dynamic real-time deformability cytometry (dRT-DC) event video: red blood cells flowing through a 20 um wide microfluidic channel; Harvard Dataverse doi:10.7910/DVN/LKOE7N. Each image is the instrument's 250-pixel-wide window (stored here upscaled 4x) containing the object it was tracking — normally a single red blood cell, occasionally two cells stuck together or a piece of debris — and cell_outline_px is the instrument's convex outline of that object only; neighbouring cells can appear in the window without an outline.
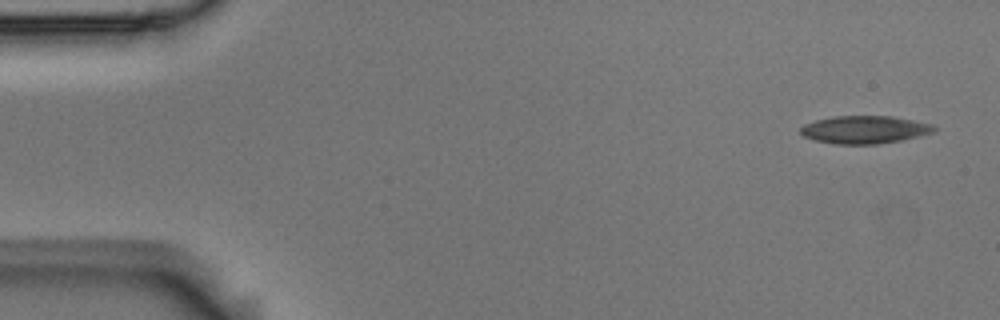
{"species": "Egyptian fruit bat (a non-hibernating species)", "species_latin": "Rousettus aegyptiacus", "temperature_condition": "room temperature", "stored_images_in_passage": 4, "camera_frame_rate_fps": 3000, "um_per_image_px": 0.085, "animal": {"sex": "male"}, "frame": {"image": 1, "passage_image": 1, "time_ms": 0.0, "image_size_px": [1000, 320], "cell_outline_px": [[936, 132], [920, 136], [900, 140], [876, 144], [836, 144], [816, 140], [804, 136], [800, 132], [800, 128], [804, 124], [816, 120], [832, 116], [892, 116], [932, 124], [936, 128]], "centroid_in_image_um": [73.5, 11.01], "position_along_channel_um": 11.5, "area_um2": 21.56}}
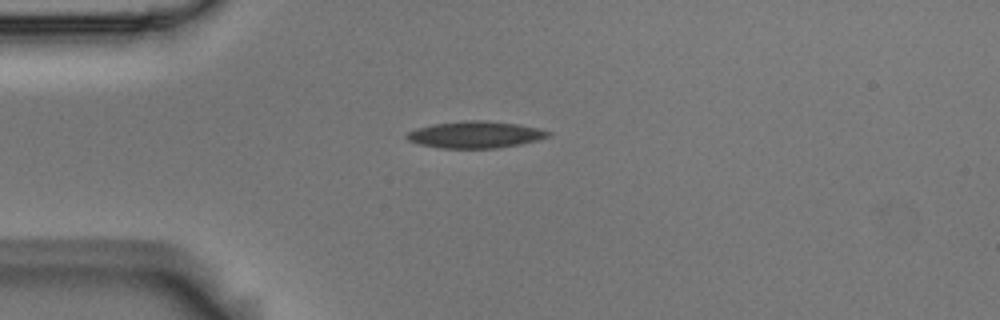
{"frame": {"image": 2, "passage_image": 3, "time_ms": 0.667, "image_size_px": [1000, 320], "cell_outline_px": [[552, 136], [540, 140], [520, 144], [496, 148], [440, 148], [420, 144], [408, 140], [404, 136], [408, 132], [416, 128], [432, 124], [464, 120], [484, 120], [516, 124], [536, 128], [552, 132]], "centroid_in_image_um": [40.41, 11.44], "position_along_channel_um": 44.6, "area_um2": 22.14}}
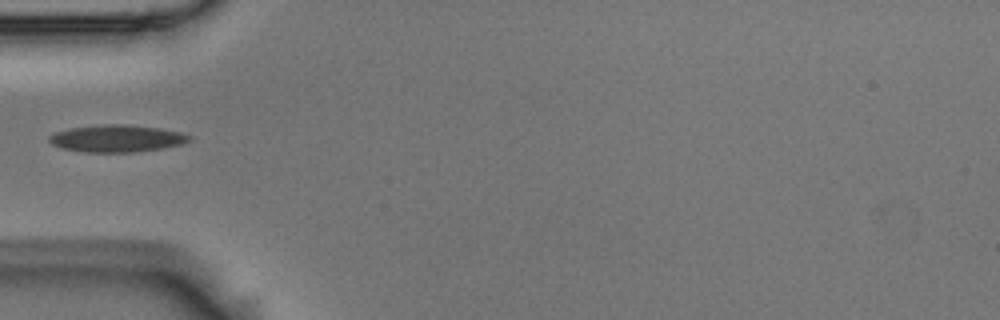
{"frame": {"image": 3, "passage_image": 4, "time_ms": 1.0, "image_size_px": [1000, 320], "cell_outline_px": [[192, 140], [184, 144], [164, 148], [132, 152], [84, 152], [64, 148], [52, 144], [48, 140], [48, 136], [56, 132], [72, 128], [104, 124], [128, 124], [160, 128], [180, 132], [192, 136]], "centroid_in_image_um": [9.99, 11.77], "position_along_channel_um": 75.0, "area_um2": 22.2}}